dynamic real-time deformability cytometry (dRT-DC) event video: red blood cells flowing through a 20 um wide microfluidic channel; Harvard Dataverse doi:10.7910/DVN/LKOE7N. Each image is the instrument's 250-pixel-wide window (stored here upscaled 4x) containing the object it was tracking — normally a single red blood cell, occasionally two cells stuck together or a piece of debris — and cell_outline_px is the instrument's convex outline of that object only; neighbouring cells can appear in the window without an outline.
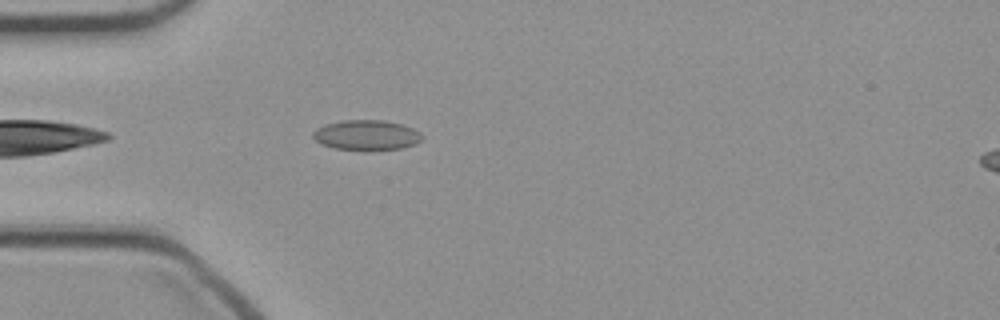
{"species": "common noctule bat (a hibernating species)", "species_latin": "Nyctalus noctula", "temperature_condition": "cold", "stored_images_in_passage": 37, "camera_frame_rate_fps": 3000, "um_per_image_px": 0.085, "animal": {"sex": "female", "body_mass_g": 21.9}, "frame": {"image": 1, "passage_image": 3, "time_ms": 0.667, "image_size_px": [1000, 320], "cell_outline_px": [[420, 140], [416, 144], [404, 148], [372, 152], [364, 152], [332, 148], [320, 144], [312, 136], [312, 132], [316, 128], [324, 124], [344, 120], [384, 120], [400, 124], [412, 128], [420, 132]], "centroid_in_image_um": [31.11, 11.52], "position_along_channel_um": 53.9, "area_um2": 19.77}}
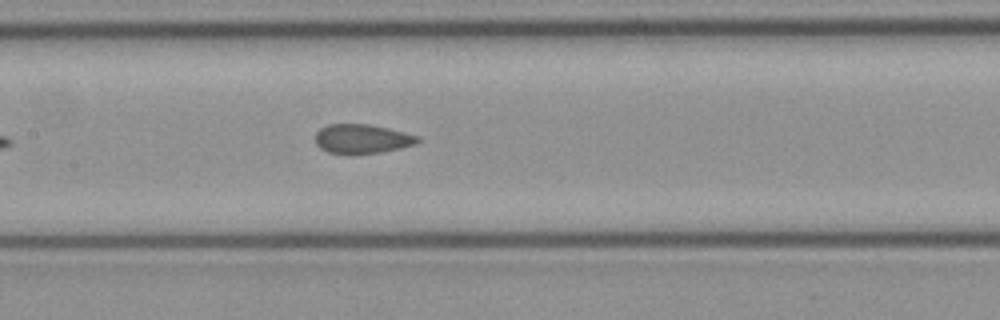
{"frame": {"image": 2, "passage_image": 12, "time_ms": 3.667, "image_size_px": [1000, 320], "cell_outline_px": [[420, 140], [416, 144], [400, 148], [380, 152], [348, 156], [328, 152], [320, 148], [316, 144], [316, 132], [320, 128], [328, 124], [368, 124], [388, 128], [420, 136]], "centroid_in_image_um": [30.76, 11.82], "position_along_channel_um": 176.6, "area_um2": 17.8}}
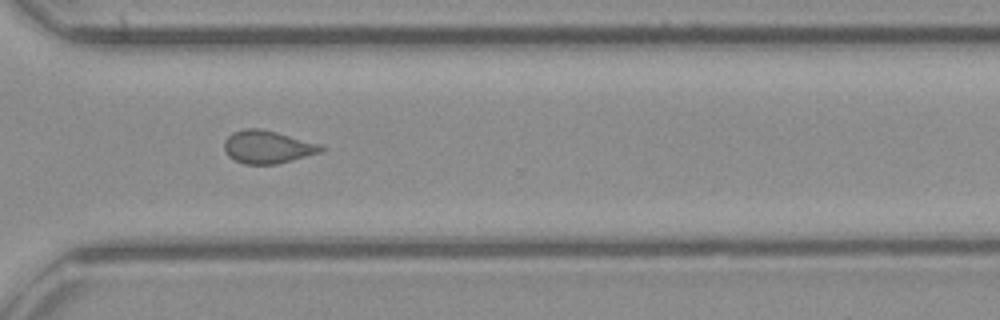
{"frame": {"image": 3, "passage_image": 24, "time_ms": 7.667, "image_size_px": [1000, 320], "cell_outline_px": [[324, 152], [276, 164], [244, 164], [228, 156], [224, 152], [224, 140], [232, 132], [244, 128], [260, 128], [276, 132], [320, 144], [324, 148]], "centroid_in_image_um": [22.72, 12.49], "position_along_channel_um": 347.9, "area_um2": 18.61}}